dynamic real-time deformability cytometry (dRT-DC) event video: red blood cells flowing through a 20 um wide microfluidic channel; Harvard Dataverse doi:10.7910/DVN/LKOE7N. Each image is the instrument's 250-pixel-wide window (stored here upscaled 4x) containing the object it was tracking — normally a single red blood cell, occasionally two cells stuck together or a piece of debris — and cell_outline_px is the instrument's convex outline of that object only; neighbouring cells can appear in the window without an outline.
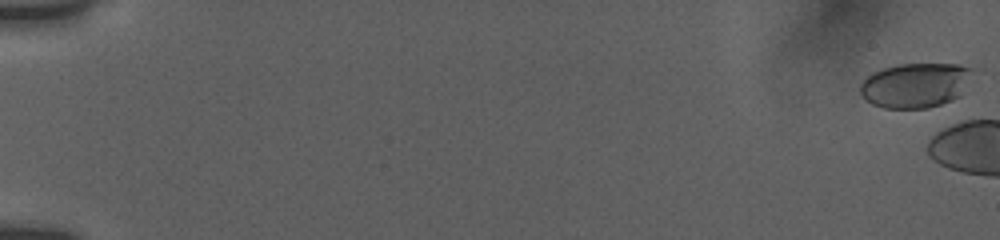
{"species": "human", "species_latin": "Homo sapiens", "temperature_condition": "room temperature", "stored_images_in_passage": 3, "camera_frame_rate_fps": 3000, "um_per_image_px": 0.085, "donor": {"sex": "female"}, "frame": {"image": 1, "passage_image": 1, "time_ms": 0.0, "image_size_px": [1000, 240], "cell_outline_px": [[972, 68], [960, 96], [952, 100], [928, 108], [884, 108], [872, 104], [860, 92], [860, 84], [872, 72], [884, 68], [900, 64], [960, 64]], "centroid_in_image_um": [77.78, 7.24], "position_along_channel_um": 7.2, "area_um2": 28.9}}